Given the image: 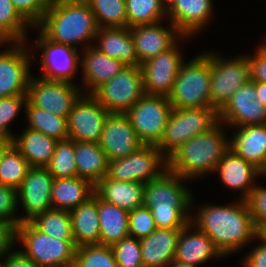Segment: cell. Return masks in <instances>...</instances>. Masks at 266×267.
Here are the masks:
<instances>
[{"instance_id": "6da1fadb", "label": "cell", "mask_w": 266, "mask_h": 267, "mask_svg": "<svg viewBox=\"0 0 266 267\" xmlns=\"http://www.w3.org/2000/svg\"><path fill=\"white\" fill-rule=\"evenodd\" d=\"M193 217L191 222L207 234L224 257L256 240V226L246 200L222 206L205 204L196 208Z\"/></svg>"}, {"instance_id": "7a4b0ae2", "label": "cell", "mask_w": 266, "mask_h": 267, "mask_svg": "<svg viewBox=\"0 0 266 267\" xmlns=\"http://www.w3.org/2000/svg\"><path fill=\"white\" fill-rule=\"evenodd\" d=\"M35 28L52 42L78 49L76 44L93 45L99 27L86 0H51Z\"/></svg>"}, {"instance_id": "3957f363", "label": "cell", "mask_w": 266, "mask_h": 267, "mask_svg": "<svg viewBox=\"0 0 266 267\" xmlns=\"http://www.w3.org/2000/svg\"><path fill=\"white\" fill-rule=\"evenodd\" d=\"M186 180L167 169L145 183L144 206L151 210L157 228L182 229L191 222L194 197L184 186Z\"/></svg>"}, {"instance_id": "277c9868", "label": "cell", "mask_w": 266, "mask_h": 267, "mask_svg": "<svg viewBox=\"0 0 266 267\" xmlns=\"http://www.w3.org/2000/svg\"><path fill=\"white\" fill-rule=\"evenodd\" d=\"M223 127L225 128V125L219 121L209 131L185 142L167 159L168 169L189 182L212 174L230 148Z\"/></svg>"}, {"instance_id": "5b68a950", "label": "cell", "mask_w": 266, "mask_h": 267, "mask_svg": "<svg viewBox=\"0 0 266 267\" xmlns=\"http://www.w3.org/2000/svg\"><path fill=\"white\" fill-rule=\"evenodd\" d=\"M210 85V52L204 51L181 65L168 96L172 108L210 107Z\"/></svg>"}, {"instance_id": "8992f818", "label": "cell", "mask_w": 266, "mask_h": 267, "mask_svg": "<svg viewBox=\"0 0 266 267\" xmlns=\"http://www.w3.org/2000/svg\"><path fill=\"white\" fill-rule=\"evenodd\" d=\"M17 241L22 252L39 267H73L74 240H59L40 231L31 221L17 225Z\"/></svg>"}, {"instance_id": "52a82bcc", "label": "cell", "mask_w": 266, "mask_h": 267, "mask_svg": "<svg viewBox=\"0 0 266 267\" xmlns=\"http://www.w3.org/2000/svg\"><path fill=\"white\" fill-rule=\"evenodd\" d=\"M218 122V112L211 107L173 108L163 136L156 146L168 159L189 139L209 131Z\"/></svg>"}, {"instance_id": "ba28073f", "label": "cell", "mask_w": 266, "mask_h": 267, "mask_svg": "<svg viewBox=\"0 0 266 267\" xmlns=\"http://www.w3.org/2000/svg\"><path fill=\"white\" fill-rule=\"evenodd\" d=\"M210 52V107L219 112L231 96L251 81V68L246 55L228 59Z\"/></svg>"}, {"instance_id": "9c48e42d", "label": "cell", "mask_w": 266, "mask_h": 267, "mask_svg": "<svg viewBox=\"0 0 266 267\" xmlns=\"http://www.w3.org/2000/svg\"><path fill=\"white\" fill-rule=\"evenodd\" d=\"M167 169V158L157 146L144 144L130 155L110 160L105 177L145 184Z\"/></svg>"}, {"instance_id": "30bf717a", "label": "cell", "mask_w": 266, "mask_h": 267, "mask_svg": "<svg viewBox=\"0 0 266 267\" xmlns=\"http://www.w3.org/2000/svg\"><path fill=\"white\" fill-rule=\"evenodd\" d=\"M144 94L140 66H125L92 93L109 113L121 114H125Z\"/></svg>"}, {"instance_id": "8fae6325", "label": "cell", "mask_w": 266, "mask_h": 267, "mask_svg": "<svg viewBox=\"0 0 266 267\" xmlns=\"http://www.w3.org/2000/svg\"><path fill=\"white\" fill-rule=\"evenodd\" d=\"M172 109L168 97L144 94L125 114L142 143L156 146Z\"/></svg>"}, {"instance_id": "7c38bea8", "label": "cell", "mask_w": 266, "mask_h": 267, "mask_svg": "<svg viewBox=\"0 0 266 267\" xmlns=\"http://www.w3.org/2000/svg\"><path fill=\"white\" fill-rule=\"evenodd\" d=\"M81 94V86L79 88L74 82L31 76L26 95L32 106L59 117H68Z\"/></svg>"}, {"instance_id": "4fadbf2b", "label": "cell", "mask_w": 266, "mask_h": 267, "mask_svg": "<svg viewBox=\"0 0 266 267\" xmlns=\"http://www.w3.org/2000/svg\"><path fill=\"white\" fill-rule=\"evenodd\" d=\"M26 43L13 42L11 47L0 51V98L27 94L32 76L30 65L37 59L29 54L32 52Z\"/></svg>"}, {"instance_id": "5bb4252c", "label": "cell", "mask_w": 266, "mask_h": 267, "mask_svg": "<svg viewBox=\"0 0 266 267\" xmlns=\"http://www.w3.org/2000/svg\"><path fill=\"white\" fill-rule=\"evenodd\" d=\"M179 45L178 42L172 48L140 65L145 94L165 97L171 94L175 79L184 62V54L179 50Z\"/></svg>"}, {"instance_id": "9a60e30c", "label": "cell", "mask_w": 266, "mask_h": 267, "mask_svg": "<svg viewBox=\"0 0 266 267\" xmlns=\"http://www.w3.org/2000/svg\"><path fill=\"white\" fill-rule=\"evenodd\" d=\"M109 112L92 94L82 93L67 117L69 139L99 143Z\"/></svg>"}, {"instance_id": "2e32d148", "label": "cell", "mask_w": 266, "mask_h": 267, "mask_svg": "<svg viewBox=\"0 0 266 267\" xmlns=\"http://www.w3.org/2000/svg\"><path fill=\"white\" fill-rule=\"evenodd\" d=\"M54 177L46 167H30L17 189L18 207L25 215L19 216V224L29 222L37 215L52 208L51 191Z\"/></svg>"}, {"instance_id": "e0dca14e", "label": "cell", "mask_w": 266, "mask_h": 267, "mask_svg": "<svg viewBox=\"0 0 266 267\" xmlns=\"http://www.w3.org/2000/svg\"><path fill=\"white\" fill-rule=\"evenodd\" d=\"M33 45L42 51L38 64L43 72L40 77L50 80L73 82L80 63L79 49L48 40L40 31ZM36 44V45H35Z\"/></svg>"}, {"instance_id": "ac0fdd59", "label": "cell", "mask_w": 266, "mask_h": 267, "mask_svg": "<svg viewBox=\"0 0 266 267\" xmlns=\"http://www.w3.org/2000/svg\"><path fill=\"white\" fill-rule=\"evenodd\" d=\"M218 118L232 129L245 125L266 124V107L257 99L256 81L241 86L218 112Z\"/></svg>"}, {"instance_id": "d6986e66", "label": "cell", "mask_w": 266, "mask_h": 267, "mask_svg": "<svg viewBox=\"0 0 266 267\" xmlns=\"http://www.w3.org/2000/svg\"><path fill=\"white\" fill-rule=\"evenodd\" d=\"M99 145L110 161L130 155L144 144L126 114L109 113L104 121Z\"/></svg>"}, {"instance_id": "ffe728a7", "label": "cell", "mask_w": 266, "mask_h": 267, "mask_svg": "<svg viewBox=\"0 0 266 267\" xmlns=\"http://www.w3.org/2000/svg\"><path fill=\"white\" fill-rule=\"evenodd\" d=\"M137 25L130 28L134 46L140 64L172 48L178 41L187 38L171 23Z\"/></svg>"}, {"instance_id": "44dd1931", "label": "cell", "mask_w": 266, "mask_h": 267, "mask_svg": "<svg viewBox=\"0 0 266 267\" xmlns=\"http://www.w3.org/2000/svg\"><path fill=\"white\" fill-rule=\"evenodd\" d=\"M213 8L212 0H170L167 3V19L184 37L190 38L206 28Z\"/></svg>"}, {"instance_id": "7402d4cb", "label": "cell", "mask_w": 266, "mask_h": 267, "mask_svg": "<svg viewBox=\"0 0 266 267\" xmlns=\"http://www.w3.org/2000/svg\"><path fill=\"white\" fill-rule=\"evenodd\" d=\"M219 174L220 180L231 190L242 192L241 198L246 200L257 185L255 179L265 174L253 163L246 161L229 149L219 161L214 173ZM262 175V176H261Z\"/></svg>"}, {"instance_id": "603a6c76", "label": "cell", "mask_w": 266, "mask_h": 267, "mask_svg": "<svg viewBox=\"0 0 266 267\" xmlns=\"http://www.w3.org/2000/svg\"><path fill=\"white\" fill-rule=\"evenodd\" d=\"M80 67L82 66V81L85 89L82 93L92 94L99 86L109 81L126 65L118 59L111 58L99 51L93 45L82 47Z\"/></svg>"}, {"instance_id": "cb8c5ba5", "label": "cell", "mask_w": 266, "mask_h": 267, "mask_svg": "<svg viewBox=\"0 0 266 267\" xmlns=\"http://www.w3.org/2000/svg\"><path fill=\"white\" fill-rule=\"evenodd\" d=\"M221 257L223 255L215 247L213 241L192 222L181 229L174 260L199 266L211 260V258L218 259Z\"/></svg>"}, {"instance_id": "d4e9b609", "label": "cell", "mask_w": 266, "mask_h": 267, "mask_svg": "<svg viewBox=\"0 0 266 267\" xmlns=\"http://www.w3.org/2000/svg\"><path fill=\"white\" fill-rule=\"evenodd\" d=\"M229 136V149L253 163L266 176V124L235 127Z\"/></svg>"}, {"instance_id": "484cf974", "label": "cell", "mask_w": 266, "mask_h": 267, "mask_svg": "<svg viewBox=\"0 0 266 267\" xmlns=\"http://www.w3.org/2000/svg\"><path fill=\"white\" fill-rule=\"evenodd\" d=\"M181 229L157 228L140 239L143 267H167L173 260Z\"/></svg>"}, {"instance_id": "4316f807", "label": "cell", "mask_w": 266, "mask_h": 267, "mask_svg": "<svg viewBox=\"0 0 266 267\" xmlns=\"http://www.w3.org/2000/svg\"><path fill=\"white\" fill-rule=\"evenodd\" d=\"M95 48L126 66H140L129 27L98 28Z\"/></svg>"}, {"instance_id": "83f0119b", "label": "cell", "mask_w": 266, "mask_h": 267, "mask_svg": "<svg viewBox=\"0 0 266 267\" xmlns=\"http://www.w3.org/2000/svg\"><path fill=\"white\" fill-rule=\"evenodd\" d=\"M144 185L103 177L94 185V193L106 202L129 211L144 205Z\"/></svg>"}, {"instance_id": "f1b7e54d", "label": "cell", "mask_w": 266, "mask_h": 267, "mask_svg": "<svg viewBox=\"0 0 266 267\" xmlns=\"http://www.w3.org/2000/svg\"><path fill=\"white\" fill-rule=\"evenodd\" d=\"M69 212L76 247L99 244L98 196L94 193L85 203L71 209Z\"/></svg>"}, {"instance_id": "f546056e", "label": "cell", "mask_w": 266, "mask_h": 267, "mask_svg": "<svg viewBox=\"0 0 266 267\" xmlns=\"http://www.w3.org/2000/svg\"><path fill=\"white\" fill-rule=\"evenodd\" d=\"M24 129L19 137H13L12 144L25 157L30 167H46L58 140L27 127Z\"/></svg>"}, {"instance_id": "4dcf8cb0", "label": "cell", "mask_w": 266, "mask_h": 267, "mask_svg": "<svg viewBox=\"0 0 266 267\" xmlns=\"http://www.w3.org/2000/svg\"><path fill=\"white\" fill-rule=\"evenodd\" d=\"M94 194V185L83 178H54L51 191L52 208L68 210L85 203Z\"/></svg>"}, {"instance_id": "1f68e13d", "label": "cell", "mask_w": 266, "mask_h": 267, "mask_svg": "<svg viewBox=\"0 0 266 267\" xmlns=\"http://www.w3.org/2000/svg\"><path fill=\"white\" fill-rule=\"evenodd\" d=\"M99 244L112 246L129 235V212L98 197Z\"/></svg>"}, {"instance_id": "d6a6232c", "label": "cell", "mask_w": 266, "mask_h": 267, "mask_svg": "<svg viewBox=\"0 0 266 267\" xmlns=\"http://www.w3.org/2000/svg\"><path fill=\"white\" fill-rule=\"evenodd\" d=\"M74 152L79 178L95 185L106 176L109 161L99 143L74 141Z\"/></svg>"}, {"instance_id": "836d02e7", "label": "cell", "mask_w": 266, "mask_h": 267, "mask_svg": "<svg viewBox=\"0 0 266 267\" xmlns=\"http://www.w3.org/2000/svg\"><path fill=\"white\" fill-rule=\"evenodd\" d=\"M27 128L44 133L56 140L69 138L67 117H59L40 108L32 106L28 101L24 107Z\"/></svg>"}, {"instance_id": "e575fe53", "label": "cell", "mask_w": 266, "mask_h": 267, "mask_svg": "<svg viewBox=\"0 0 266 267\" xmlns=\"http://www.w3.org/2000/svg\"><path fill=\"white\" fill-rule=\"evenodd\" d=\"M29 26L32 27L14 8L11 0H0V46L27 42Z\"/></svg>"}, {"instance_id": "d590c367", "label": "cell", "mask_w": 266, "mask_h": 267, "mask_svg": "<svg viewBox=\"0 0 266 267\" xmlns=\"http://www.w3.org/2000/svg\"><path fill=\"white\" fill-rule=\"evenodd\" d=\"M127 27L155 24L167 18L165 0H125Z\"/></svg>"}, {"instance_id": "8d00e7d4", "label": "cell", "mask_w": 266, "mask_h": 267, "mask_svg": "<svg viewBox=\"0 0 266 267\" xmlns=\"http://www.w3.org/2000/svg\"><path fill=\"white\" fill-rule=\"evenodd\" d=\"M31 222L42 232L59 240H74L71 215L68 210L50 208Z\"/></svg>"}, {"instance_id": "74e56055", "label": "cell", "mask_w": 266, "mask_h": 267, "mask_svg": "<svg viewBox=\"0 0 266 267\" xmlns=\"http://www.w3.org/2000/svg\"><path fill=\"white\" fill-rule=\"evenodd\" d=\"M99 28L127 27L125 0H86Z\"/></svg>"}, {"instance_id": "f35d334b", "label": "cell", "mask_w": 266, "mask_h": 267, "mask_svg": "<svg viewBox=\"0 0 266 267\" xmlns=\"http://www.w3.org/2000/svg\"><path fill=\"white\" fill-rule=\"evenodd\" d=\"M29 168L28 161L12 144L0 160V184L18 189Z\"/></svg>"}, {"instance_id": "ab89813d", "label": "cell", "mask_w": 266, "mask_h": 267, "mask_svg": "<svg viewBox=\"0 0 266 267\" xmlns=\"http://www.w3.org/2000/svg\"><path fill=\"white\" fill-rule=\"evenodd\" d=\"M46 168L54 178L78 177L74 140L68 138L58 141L54 154Z\"/></svg>"}, {"instance_id": "60d3db41", "label": "cell", "mask_w": 266, "mask_h": 267, "mask_svg": "<svg viewBox=\"0 0 266 267\" xmlns=\"http://www.w3.org/2000/svg\"><path fill=\"white\" fill-rule=\"evenodd\" d=\"M73 267H118L111 246L92 244L76 247Z\"/></svg>"}, {"instance_id": "b9f144b4", "label": "cell", "mask_w": 266, "mask_h": 267, "mask_svg": "<svg viewBox=\"0 0 266 267\" xmlns=\"http://www.w3.org/2000/svg\"><path fill=\"white\" fill-rule=\"evenodd\" d=\"M111 247L118 267H143L140 239L128 236Z\"/></svg>"}, {"instance_id": "7bdbcfd3", "label": "cell", "mask_w": 266, "mask_h": 267, "mask_svg": "<svg viewBox=\"0 0 266 267\" xmlns=\"http://www.w3.org/2000/svg\"><path fill=\"white\" fill-rule=\"evenodd\" d=\"M27 95H17L0 98V135L13 139L15 136L10 130L13 120L26 105Z\"/></svg>"}, {"instance_id": "ee69618b", "label": "cell", "mask_w": 266, "mask_h": 267, "mask_svg": "<svg viewBox=\"0 0 266 267\" xmlns=\"http://www.w3.org/2000/svg\"><path fill=\"white\" fill-rule=\"evenodd\" d=\"M157 229L151 210L141 206L129 211V235L136 239L149 236Z\"/></svg>"}, {"instance_id": "f6af8a7d", "label": "cell", "mask_w": 266, "mask_h": 267, "mask_svg": "<svg viewBox=\"0 0 266 267\" xmlns=\"http://www.w3.org/2000/svg\"><path fill=\"white\" fill-rule=\"evenodd\" d=\"M14 8L33 27L43 18L51 0H11Z\"/></svg>"}, {"instance_id": "bcb514c9", "label": "cell", "mask_w": 266, "mask_h": 267, "mask_svg": "<svg viewBox=\"0 0 266 267\" xmlns=\"http://www.w3.org/2000/svg\"><path fill=\"white\" fill-rule=\"evenodd\" d=\"M17 189L0 184V219L19 224ZM16 212V213H15Z\"/></svg>"}, {"instance_id": "7dc6e473", "label": "cell", "mask_w": 266, "mask_h": 267, "mask_svg": "<svg viewBox=\"0 0 266 267\" xmlns=\"http://www.w3.org/2000/svg\"><path fill=\"white\" fill-rule=\"evenodd\" d=\"M255 226L266 222V188L256 185L246 199Z\"/></svg>"}, {"instance_id": "c3c4849f", "label": "cell", "mask_w": 266, "mask_h": 267, "mask_svg": "<svg viewBox=\"0 0 266 267\" xmlns=\"http://www.w3.org/2000/svg\"><path fill=\"white\" fill-rule=\"evenodd\" d=\"M17 241V226L0 219V259H4Z\"/></svg>"}, {"instance_id": "681fc988", "label": "cell", "mask_w": 266, "mask_h": 267, "mask_svg": "<svg viewBox=\"0 0 266 267\" xmlns=\"http://www.w3.org/2000/svg\"><path fill=\"white\" fill-rule=\"evenodd\" d=\"M255 53L247 55L251 68V81L266 83V54L257 46Z\"/></svg>"}, {"instance_id": "f907efd6", "label": "cell", "mask_w": 266, "mask_h": 267, "mask_svg": "<svg viewBox=\"0 0 266 267\" xmlns=\"http://www.w3.org/2000/svg\"><path fill=\"white\" fill-rule=\"evenodd\" d=\"M258 244L242 259L249 267H266V244L257 237Z\"/></svg>"}, {"instance_id": "816d5d0a", "label": "cell", "mask_w": 266, "mask_h": 267, "mask_svg": "<svg viewBox=\"0 0 266 267\" xmlns=\"http://www.w3.org/2000/svg\"><path fill=\"white\" fill-rule=\"evenodd\" d=\"M2 267H39L21 250L11 251L3 260Z\"/></svg>"}, {"instance_id": "f5cc1de1", "label": "cell", "mask_w": 266, "mask_h": 267, "mask_svg": "<svg viewBox=\"0 0 266 267\" xmlns=\"http://www.w3.org/2000/svg\"><path fill=\"white\" fill-rule=\"evenodd\" d=\"M257 99L266 107V83L256 81Z\"/></svg>"}, {"instance_id": "db71d44e", "label": "cell", "mask_w": 266, "mask_h": 267, "mask_svg": "<svg viewBox=\"0 0 266 267\" xmlns=\"http://www.w3.org/2000/svg\"><path fill=\"white\" fill-rule=\"evenodd\" d=\"M12 145V139L9 137L0 135V160L6 150Z\"/></svg>"}, {"instance_id": "11a10c76", "label": "cell", "mask_w": 266, "mask_h": 267, "mask_svg": "<svg viewBox=\"0 0 266 267\" xmlns=\"http://www.w3.org/2000/svg\"><path fill=\"white\" fill-rule=\"evenodd\" d=\"M256 237L266 244V222L256 226Z\"/></svg>"}, {"instance_id": "9f6ffc18", "label": "cell", "mask_w": 266, "mask_h": 267, "mask_svg": "<svg viewBox=\"0 0 266 267\" xmlns=\"http://www.w3.org/2000/svg\"><path fill=\"white\" fill-rule=\"evenodd\" d=\"M167 267H197V266L191 264H184L176 260H173Z\"/></svg>"}, {"instance_id": "6f0895ef", "label": "cell", "mask_w": 266, "mask_h": 267, "mask_svg": "<svg viewBox=\"0 0 266 267\" xmlns=\"http://www.w3.org/2000/svg\"><path fill=\"white\" fill-rule=\"evenodd\" d=\"M258 47L266 54V38L264 44L262 43V45H258Z\"/></svg>"}, {"instance_id": "680465c9", "label": "cell", "mask_w": 266, "mask_h": 267, "mask_svg": "<svg viewBox=\"0 0 266 267\" xmlns=\"http://www.w3.org/2000/svg\"><path fill=\"white\" fill-rule=\"evenodd\" d=\"M242 264H243L242 265L243 267H249L243 260H242Z\"/></svg>"}, {"instance_id": "91938a15", "label": "cell", "mask_w": 266, "mask_h": 267, "mask_svg": "<svg viewBox=\"0 0 266 267\" xmlns=\"http://www.w3.org/2000/svg\"><path fill=\"white\" fill-rule=\"evenodd\" d=\"M0 267H2V259H0Z\"/></svg>"}]
</instances>
